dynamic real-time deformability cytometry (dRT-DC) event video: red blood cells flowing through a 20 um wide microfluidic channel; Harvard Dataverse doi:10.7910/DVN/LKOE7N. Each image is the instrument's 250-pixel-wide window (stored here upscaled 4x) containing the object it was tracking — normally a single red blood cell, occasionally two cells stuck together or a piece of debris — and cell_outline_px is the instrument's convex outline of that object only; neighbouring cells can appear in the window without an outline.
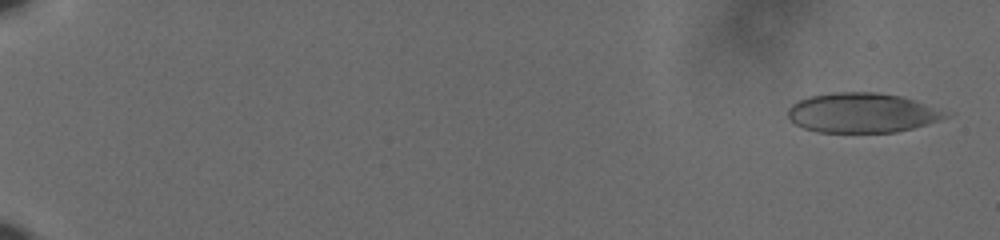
{"species": "human", "species_latin": "Homo sapiens", "temperature_condition": "cold", "stored_images_in_passage": 60, "camera_frame_rate_fps": 3000, "um_per_image_px": 0.085, "donor": {"sex": "male"}, "frame": {"image": 1, "passage_image": 3, "time_ms": 0.667, "image_size_px": [1000, 240], "cell_outline_px": [[948, 116], [912, 128], [896, 132], [816, 132], [804, 128], [796, 124], [788, 116], [788, 108], [792, 104], [808, 96], [832, 92], [876, 92], [900, 96], [924, 104], [944, 112]], "centroid_in_image_um": [73.18, 9.58], "position_along_channel_um": 11.8, "area_um2": 35.84}}
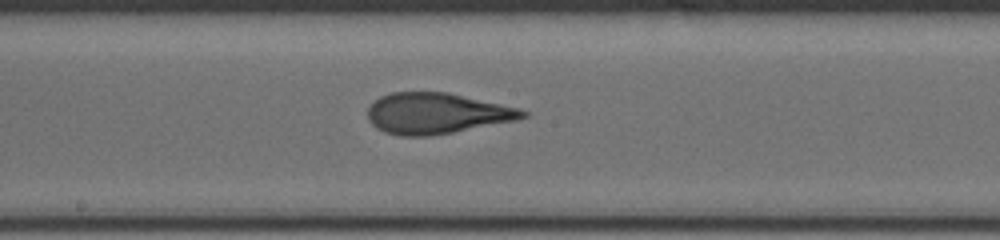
{"frame": {"image": 2, "passage_image": 36, "time_ms": 11.667, "image_size_px": [1000, 240], "cell_outline_px": [[528, 116], [516, 120], [452, 132], [428, 136], [400, 136], [384, 132], [376, 128], [368, 120], [368, 108], [380, 96], [392, 92], [448, 92], [520, 108], [528, 112]], "centroid_in_image_um": [37.1, 9.63], "position_along_channel_um": 211.1, "area_um2": 36.82}}
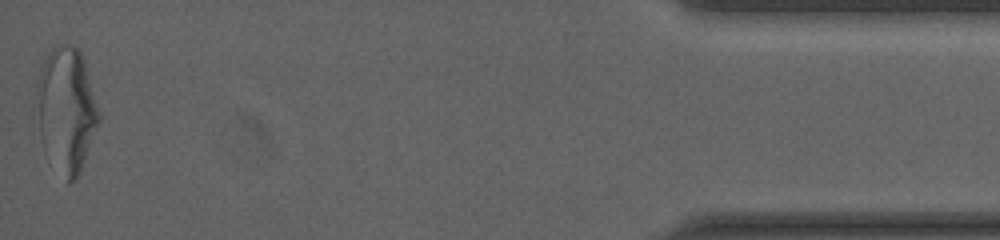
{"frame": {"image": 3, "passage_image": 60, "time_ms": 19.667, "image_size_px": [1000, 240], "cell_outline_px": [[100, 120], [80, 172], [68, 184], [40, 136], [32, 108], [36, 80], [44, 60], [48, 52], [52, 48], [64, 44], [68, 44], [80, 48], [84, 56], [100, 112]], "centroid_in_image_um": [5.62, 9.2], "position_along_channel_um": 429.6, "area_um2": 45.66}, "authors_computed_cell_mechanics": {"area_um2": 36.9053, "velocity_mm_per_s": 3.6272, "shape_relaxation_time_tau1_ms": 5.8019, "shape_relaxation_time_tau2_ms": 1.1081, "deformation_change_tau1": 0.1997, "deformation_change_tau2": 0.0792}}